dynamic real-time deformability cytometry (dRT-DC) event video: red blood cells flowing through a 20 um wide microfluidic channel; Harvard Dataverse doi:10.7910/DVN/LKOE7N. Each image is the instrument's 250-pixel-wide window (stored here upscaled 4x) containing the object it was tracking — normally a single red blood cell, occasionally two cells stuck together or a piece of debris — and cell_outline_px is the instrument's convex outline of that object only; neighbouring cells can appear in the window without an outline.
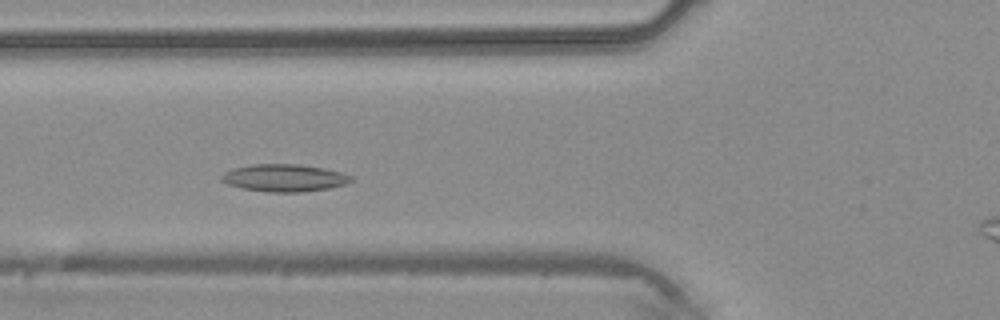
{"species": "common noctule bat (a hibernating species)", "species_latin": "Nyctalus noctula", "temperature_condition": "warm", "stored_images_in_passage": 34, "camera_frame_rate_fps": 3000, "um_per_image_px": 0.085, "animal": {"sex": "male", "body_mass_g": 20.4}, "frame": {"image": 1, "passage_image": 11, "time_ms": 3.333, "image_size_px": [1000, 320], "cell_outline_px": [[352, 180], [344, 184], [328, 188], [300, 192], [272, 192], [244, 188], [228, 184], [220, 180], [220, 176], [224, 172], [236, 168], [252, 164], [300, 164], [324, 168], [340, 172], [352, 176]], "centroid_in_image_um": [24.16, 15.11], "position_along_channel_um": 101.6, "area_um2": 20.4}}
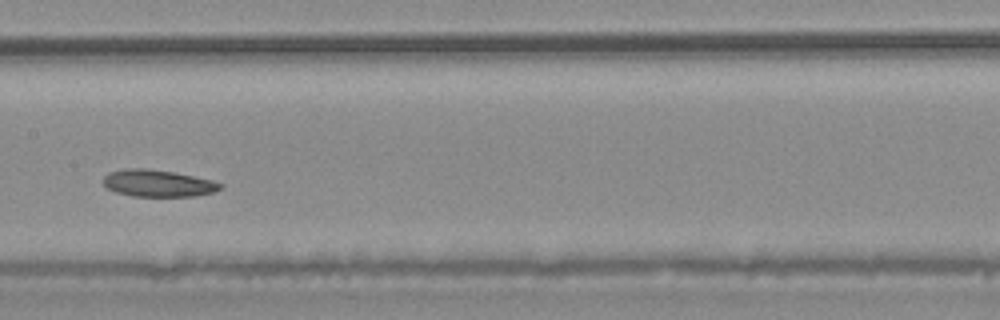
{"frame": {"image": 2, "passage_image": 17, "time_ms": 5.333, "image_size_px": [1000, 320], "cell_outline_px": [[224, 184], [220, 188], [212, 192], [196, 196], [132, 196], [116, 192], [108, 188], [104, 184], [104, 176], [108, 172], [124, 168], [148, 168], [172, 172], [212, 180]], "centroid_in_image_um": [13.4, 15.57], "position_along_channel_um": 194.0, "area_um2": 18.26}}
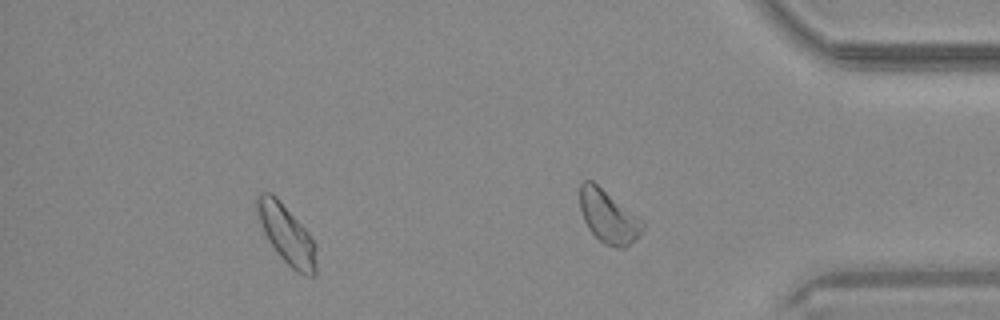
{"frame": {"image": 3, "passage_image": 30, "time_ms": 9.667, "image_size_px": [1000, 320], "cell_outline_px": [[316, 276], [312, 276], [296, 272], [280, 256], [268, 240], [264, 232], [256, 208], [256, 196], [260, 192], [272, 192], [276, 196], [308, 232], [316, 244]], "centroid_in_image_um": [24.37, 19.91], "position_along_channel_um": 410.8, "area_um2": 20.11}}